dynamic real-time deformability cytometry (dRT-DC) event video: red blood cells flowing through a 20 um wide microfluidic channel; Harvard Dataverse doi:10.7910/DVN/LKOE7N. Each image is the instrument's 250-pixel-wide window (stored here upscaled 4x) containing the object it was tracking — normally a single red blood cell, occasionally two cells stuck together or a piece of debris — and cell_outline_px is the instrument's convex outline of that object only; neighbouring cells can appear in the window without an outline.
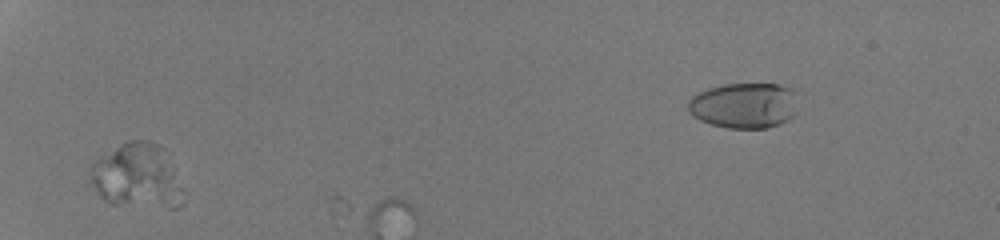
{"species": "human", "species_latin": "Homo sapiens", "temperature_condition": "room temperature", "stored_images_in_passage": 3, "camera_frame_rate_fps": 3000, "um_per_image_px": 0.085, "donor": {"sex": "male"}, "frame": {"image": 1, "passage_image": 1, "time_ms": 0.0, "image_size_px": [1000, 240], "cell_outline_px": [[164, 176], [128, 200], [116, 204], [112, 204], [100, 196], [92, 184], [92, 168], [96, 160], [120, 144], [128, 140], [148, 140], [164, 148]], "centroid_in_image_um": [10.88, 14.46], "position_along_channel_um": 74.1, "area_um2": 24.45}}